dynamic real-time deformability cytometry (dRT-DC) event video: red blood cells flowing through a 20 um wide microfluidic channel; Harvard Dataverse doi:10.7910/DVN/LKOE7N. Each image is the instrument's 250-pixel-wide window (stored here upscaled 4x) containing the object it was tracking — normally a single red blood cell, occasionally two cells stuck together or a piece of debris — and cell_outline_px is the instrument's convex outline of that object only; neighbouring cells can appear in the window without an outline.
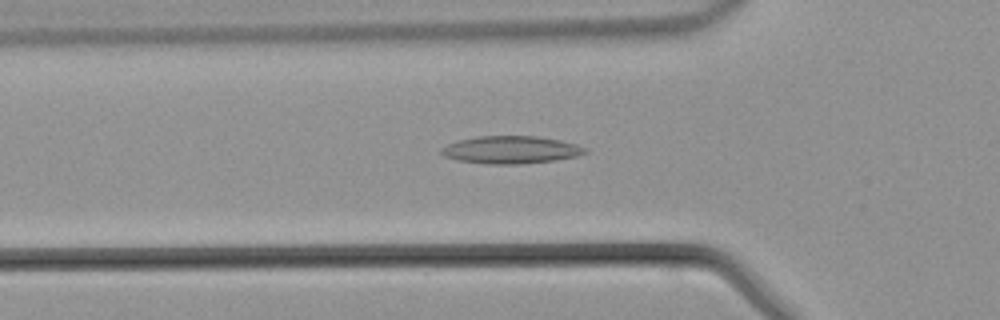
{"species": "common noctule bat (a hibernating species)", "species_latin": "Nyctalus noctula", "temperature_condition": "warm", "stored_images_in_passage": 33, "camera_frame_rate_fps": 3000, "um_per_image_px": 0.085, "animal": {"sex": "male", "body_mass_g": 21.5, "forearm_length_mm": 52.0}, "frame": {"image": 1, "passage_image": 3, "time_ms": 0.667, "image_size_px": [1000, 320], "cell_outline_px": [[588, 152], [580, 156], [556, 160], [524, 164], [488, 164], [460, 160], [444, 156], [440, 152], [440, 148], [448, 144], [460, 140], [476, 136], [536, 136], [560, 140], [576, 144], [584, 148]], "centroid_in_image_um": [43.45, 12.74], "position_along_channel_um": 82.4, "area_um2": 23.12}}
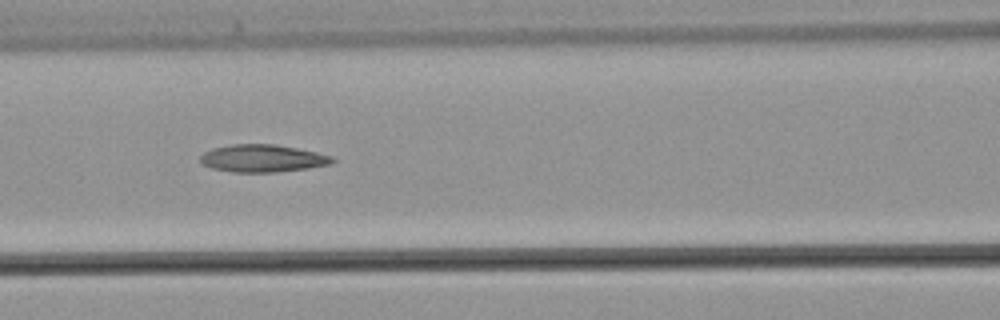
{"frame": {"image": 2, "passage_image": 7, "time_ms": 2.0, "image_size_px": [1000, 320], "cell_outline_px": [[336, 160], [332, 164], [308, 168], [276, 172], [232, 172], [212, 168], [204, 164], [200, 160], [200, 156], [204, 152], [212, 148], [232, 144], [276, 144], [316, 152], [332, 156]], "centroid_in_image_um": [22.33, 13.46], "position_along_channel_um": 144.3, "area_um2": 21.15}}
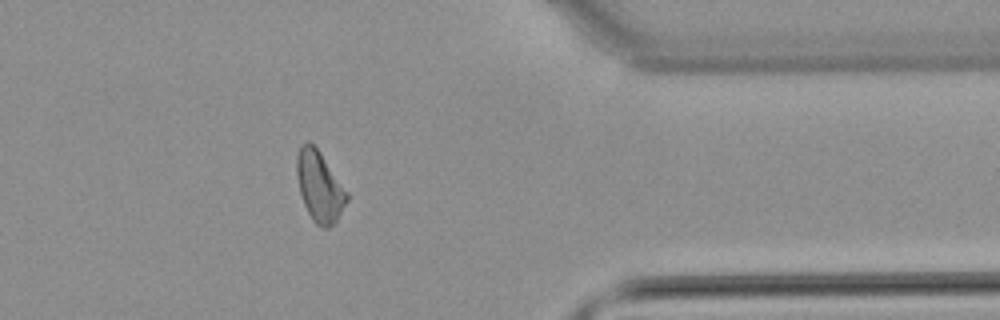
{"frame": {"image": 3, "passage_image": 24, "time_ms": 7.667, "image_size_px": [1000, 320], "cell_outline_px": [[348, 200], [336, 220], [328, 228], [320, 228], [312, 220], [304, 204], [300, 192], [296, 172], [296, 156], [300, 148], [308, 140], [320, 152], [348, 192]], "centroid_in_image_um": [27.16, 15.87], "position_along_channel_um": 384.2, "area_um2": 20.35}}